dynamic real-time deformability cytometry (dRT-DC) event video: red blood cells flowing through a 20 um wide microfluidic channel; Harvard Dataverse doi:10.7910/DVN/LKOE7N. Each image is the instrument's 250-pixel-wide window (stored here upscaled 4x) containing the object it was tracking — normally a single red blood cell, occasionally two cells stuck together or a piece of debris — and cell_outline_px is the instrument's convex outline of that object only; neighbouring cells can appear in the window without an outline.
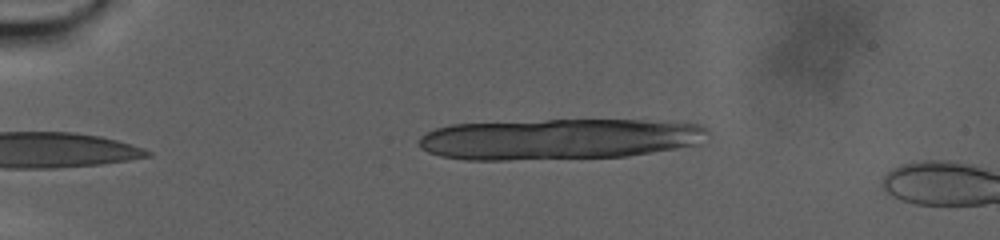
{"species": "human", "species_latin": "Homo sapiens", "temperature_condition": "warm", "stored_images_in_passage": 6, "camera_frame_rate_fps": 3000, "um_per_image_px": 0.085, "donor": {"sex": "male"}, "frame": {"image": 1, "passage_image": 1, "time_ms": 0.0, "image_size_px": [1000, 240], "cell_outline_px": [[712, 136], [696, 144], [676, 148], [624, 156], [508, 160], [464, 160], [440, 156], [428, 152], [420, 148], [420, 136], [436, 128], [452, 124], [548, 120], [640, 120], [696, 124], [708, 128]], "centroid_in_image_um": [47.51, 11.82], "position_along_channel_um": 37.5, "area_um2": 68.78}}